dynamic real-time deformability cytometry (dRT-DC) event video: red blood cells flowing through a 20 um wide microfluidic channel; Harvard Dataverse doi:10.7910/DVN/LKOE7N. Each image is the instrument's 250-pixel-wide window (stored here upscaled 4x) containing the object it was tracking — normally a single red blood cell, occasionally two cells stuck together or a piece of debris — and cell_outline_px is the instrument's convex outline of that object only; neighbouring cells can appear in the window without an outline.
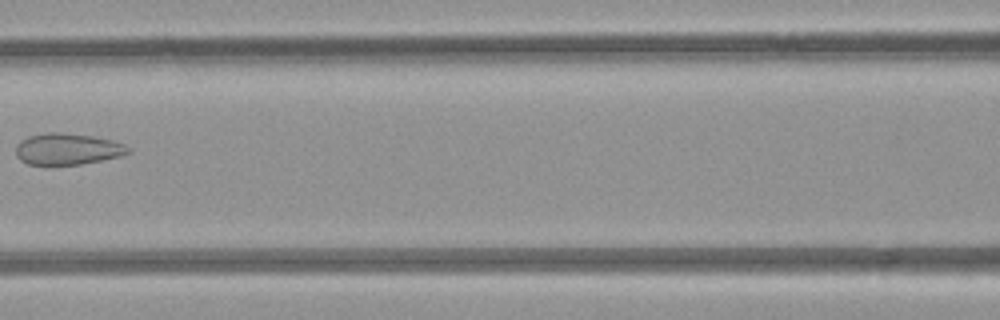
{"species": "common noctule bat (a hibernating species)", "species_latin": "Nyctalus noctula", "temperature_condition": "room temperature", "stored_images_in_passage": 7, "camera_frame_rate_fps": 3000, "um_per_image_px": 0.085, "animal": {"sex": "female", "body_mass_g": 21.9}, "frame": {"image": 1, "passage_image": 7, "time_ms": 7.0, "image_size_px": [1000, 320], "cell_outline_px": [[132, 152], [120, 156], [80, 164], [48, 168], [28, 164], [20, 160], [16, 156], [16, 144], [20, 140], [28, 136], [48, 132], [64, 132], [92, 136], [112, 140], [124, 144], [132, 148]], "centroid_in_image_um": [5.69, 12.7], "position_along_channel_um": 160.9, "area_um2": 21.39}}